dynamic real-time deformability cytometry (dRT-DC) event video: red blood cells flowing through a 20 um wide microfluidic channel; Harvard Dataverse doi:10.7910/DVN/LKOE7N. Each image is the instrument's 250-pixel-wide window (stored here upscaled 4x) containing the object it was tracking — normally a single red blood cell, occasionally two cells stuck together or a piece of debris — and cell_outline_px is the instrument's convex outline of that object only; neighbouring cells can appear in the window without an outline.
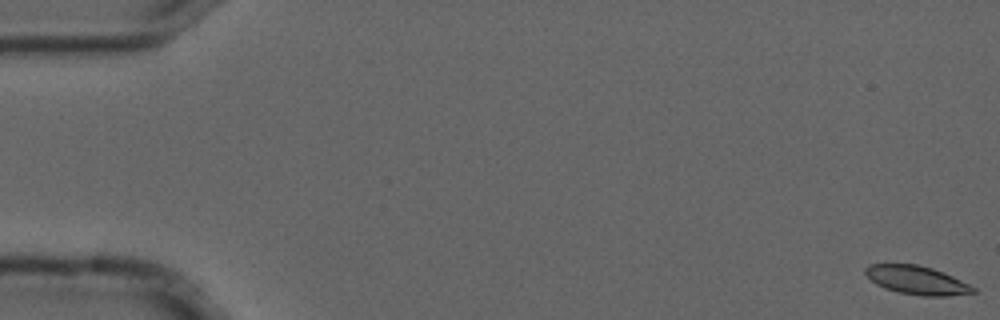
{"species": "common noctule bat (a hibernating species)", "species_latin": "Nyctalus noctula", "temperature_condition": "cold", "stored_images_in_passage": 9, "camera_frame_rate_fps": 3000, "um_per_image_px": 0.085, "animal": {"sex": "male", "forearm_length_mm": 52.5}, "frame": {"image": 1, "passage_image": 1, "time_ms": 0.0, "image_size_px": [1000, 320], "cell_outline_px": [[976, 292], [948, 296], [924, 296], [900, 292], [884, 288], [876, 284], [864, 272], [864, 268], [868, 264], [916, 264], [932, 268], [952, 276], [976, 288]], "centroid_in_image_um": [77.91, 23.81], "position_along_channel_um": 7.1, "area_um2": 17.74}}
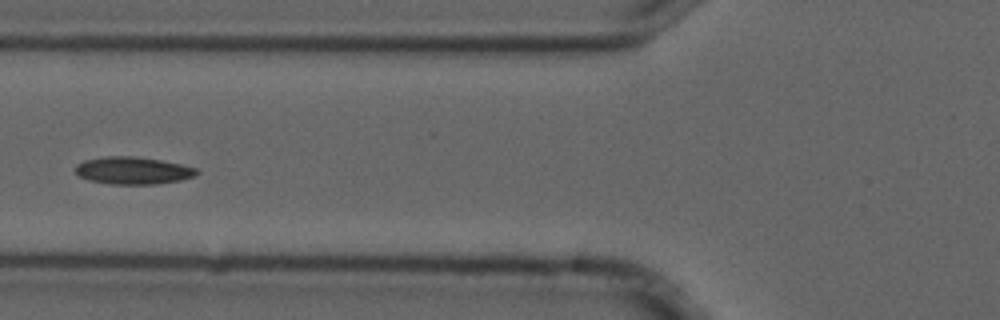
{"frame": {"image": 2, "passage_image": 6, "time_ms": 1.667, "image_size_px": [1000, 320], "cell_outline_px": [[200, 172], [196, 176], [180, 180], [156, 184], [108, 184], [88, 180], [80, 176], [76, 172], [76, 164], [84, 160], [104, 156], [132, 156], [160, 160], [180, 164], [196, 168]], "centroid_in_image_um": [11.3, 14.5], "position_along_channel_um": 114.5, "area_um2": 19.36}}
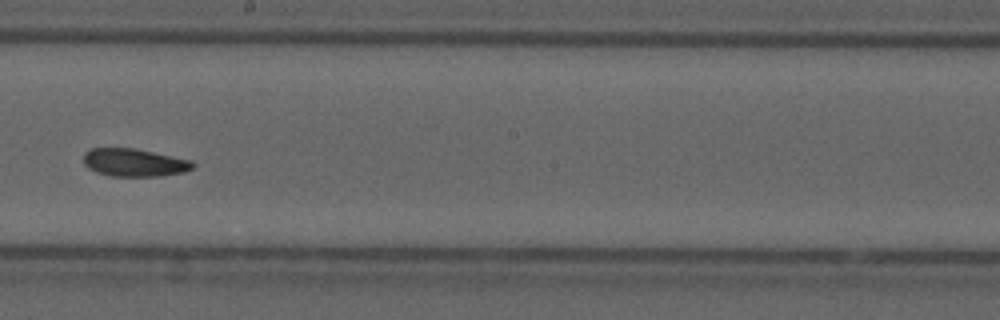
{"frame": {"image": 3, "passage_image": 9, "time_ms": 2.667, "image_size_px": [1000, 320], "cell_outline_px": [[196, 164], [192, 168], [184, 172], [160, 176], [108, 176], [96, 172], [88, 168], [84, 164], [84, 152], [92, 148], [136, 148], [192, 160]], "centroid_in_image_um": [11.42, 13.81], "position_along_channel_um": 236.8, "area_um2": 17.92}}